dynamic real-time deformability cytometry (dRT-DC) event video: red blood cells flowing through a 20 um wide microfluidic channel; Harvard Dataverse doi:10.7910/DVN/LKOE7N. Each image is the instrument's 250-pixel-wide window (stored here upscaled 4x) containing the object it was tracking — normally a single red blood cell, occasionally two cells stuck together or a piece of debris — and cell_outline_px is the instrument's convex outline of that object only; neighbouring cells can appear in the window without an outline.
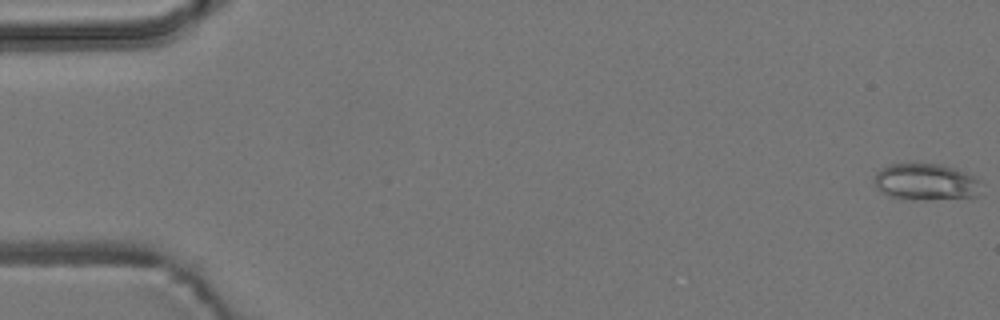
{"species": "common noctule bat (a hibernating species)", "species_latin": "Nyctalus noctula", "temperature_condition": "room temperature", "stored_images_in_passage": 10, "camera_frame_rate_fps": 3000, "um_per_image_px": 0.085, "animal": {"sex": "male", "body_mass_g": 19.2, "forearm_length_mm": 51.8}, "frame": {"image": 1, "passage_image": 1, "time_ms": 0.0, "image_size_px": [1000, 320], "cell_outline_px": [[980, 180], [976, 196], [916, 200], [892, 196], [876, 188], [872, 180], [876, 172], [880, 168], [888, 164], [940, 164], [976, 176]], "centroid_in_image_um": [78.64, 15.45], "position_along_channel_um": 6.4, "area_um2": 22.54}}